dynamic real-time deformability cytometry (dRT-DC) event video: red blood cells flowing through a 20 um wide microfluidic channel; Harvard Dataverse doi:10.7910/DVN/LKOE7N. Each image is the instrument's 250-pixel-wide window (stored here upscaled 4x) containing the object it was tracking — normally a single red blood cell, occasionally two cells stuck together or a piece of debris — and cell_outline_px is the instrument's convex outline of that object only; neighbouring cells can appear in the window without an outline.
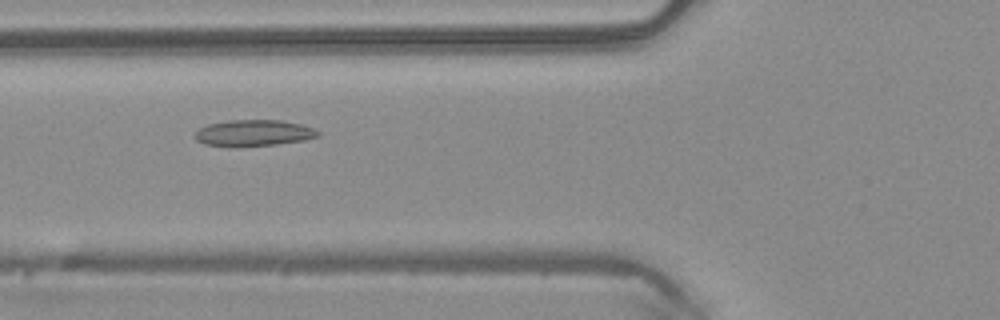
{"species": "common noctule bat (a hibernating species)", "species_latin": "Nyctalus noctula", "temperature_condition": "warm", "stored_images_in_passage": 44, "camera_frame_rate_fps": 3000, "um_per_image_px": 0.085, "animal": {"sex": "male", "body_mass_g": 20.4}, "frame": {"image": 1, "passage_image": 13, "time_ms": 4.0, "image_size_px": [1000, 320], "cell_outline_px": [[320, 136], [304, 140], [276, 144], [236, 148], [232, 148], [204, 144], [196, 140], [192, 136], [200, 128], [208, 124], [228, 120], [280, 120], [300, 124], [312, 128], [320, 132]], "centroid_in_image_um": [21.51, 11.32], "position_along_channel_um": 104.3, "area_um2": 19.19}}
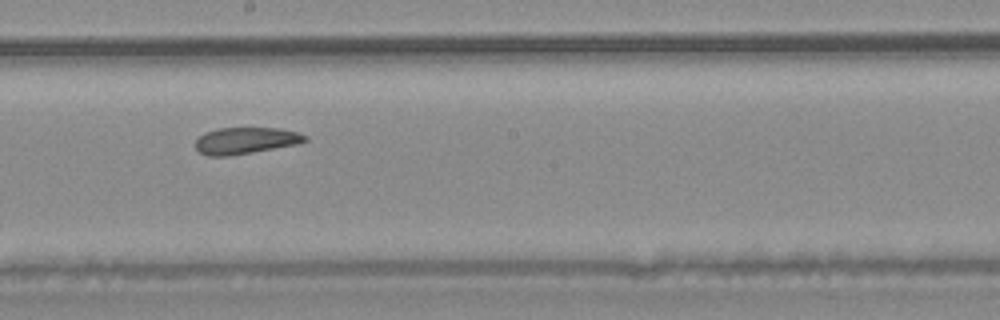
{"frame": {"image": 2, "passage_image": 22, "time_ms": 7.0, "image_size_px": [1000, 320], "cell_outline_px": [[308, 140], [300, 144], [228, 156], [208, 156], [200, 152], [196, 148], [196, 140], [204, 132], [216, 128], [280, 128], [296, 132], [308, 136]], "centroid_in_image_um": [20.89, 11.95], "position_along_channel_um": 227.3, "area_um2": 17.05}}
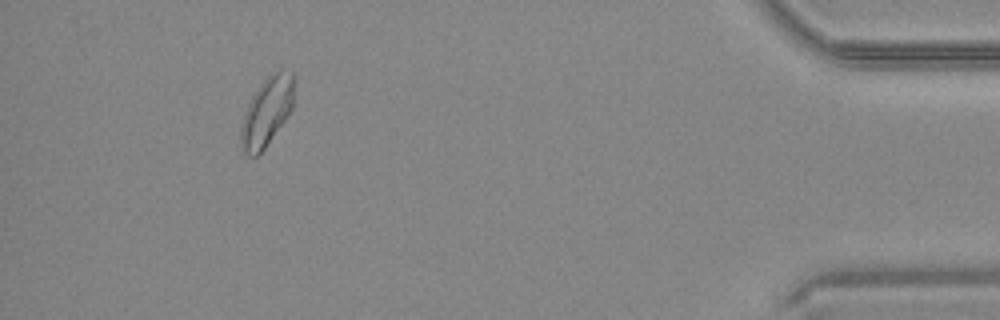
{"frame": {"image": 3, "passage_image": 40, "time_ms": 13.0, "image_size_px": [1000, 320], "cell_outline_px": [[292, 108], [284, 120], [264, 148], [256, 156], [248, 156], [244, 152], [240, 144], [240, 128], [248, 104], [252, 96], [260, 84], [276, 68], [280, 68], [292, 72]], "centroid_in_image_um": [22.65, 9.47], "position_along_channel_um": 412.6, "area_um2": 20.87}}